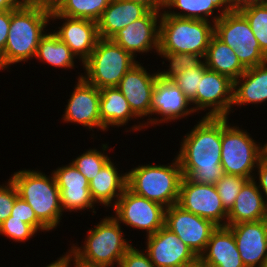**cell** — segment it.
Here are the masks:
<instances>
[{"mask_svg": "<svg viewBox=\"0 0 267 267\" xmlns=\"http://www.w3.org/2000/svg\"><path fill=\"white\" fill-rule=\"evenodd\" d=\"M181 136L176 157L183 177L198 184H213L224 175L221 166L222 117H201Z\"/></svg>", "mask_w": 267, "mask_h": 267, "instance_id": "cell-1", "label": "cell"}, {"mask_svg": "<svg viewBox=\"0 0 267 267\" xmlns=\"http://www.w3.org/2000/svg\"><path fill=\"white\" fill-rule=\"evenodd\" d=\"M51 7L43 2H23L11 10V23L4 52L0 57V72L11 65L34 59L41 38L52 25ZM47 28V29H46Z\"/></svg>", "mask_w": 267, "mask_h": 267, "instance_id": "cell-2", "label": "cell"}, {"mask_svg": "<svg viewBox=\"0 0 267 267\" xmlns=\"http://www.w3.org/2000/svg\"><path fill=\"white\" fill-rule=\"evenodd\" d=\"M88 228L82 244L70 243L69 250L75 261L87 266L118 267L125 252L133 245L128 240L120 223L111 215H106ZM123 229V230H122Z\"/></svg>", "mask_w": 267, "mask_h": 267, "instance_id": "cell-3", "label": "cell"}, {"mask_svg": "<svg viewBox=\"0 0 267 267\" xmlns=\"http://www.w3.org/2000/svg\"><path fill=\"white\" fill-rule=\"evenodd\" d=\"M14 183L18 196L34 210L36 217L50 230L57 229L62 222L60 190L51 171L49 176L39 170L19 169L9 177Z\"/></svg>", "mask_w": 267, "mask_h": 267, "instance_id": "cell-4", "label": "cell"}, {"mask_svg": "<svg viewBox=\"0 0 267 267\" xmlns=\"http://www.w3.org/2000/svg\"><path fill=\"white\" fill-rule=\"evenodd\" d=\"M127 172V187L135 194L168 208L178 203L182 170L178 158L165 164H138Z\"/></svg>", "mask_w": 267, "mask_h": 267, "instance_id": "cell-5", "label": "cell"}, {"mask_svg": "<svg viewBox=\"0 0 267 267\" xmlns=\"http://www.w3.org/2000/svg\"><path fill=\"white\" fill-rule=\"evenodd\" d=\"M214 35V23L177 18L161 12L159 50L205 56Z\"/></svg>", "mask_w": 267, "mask_h": 267, "instance_id": "cell-6", "label": "cell"}, {"mask_svg": "<svg viewBox=\"0 0 267 267\" xmlns=\"http://www.w3.org/2000/svg\"><path fill=\"white\" fill-rule=\"evenodd\" d=\"M138 59L113 42L100 38L91 55L81 64L82 78L99 90L117 87L121 78L136 64Z\"/></svg>", "mask_w": 267, "mask_h": 267, "instance_id": "cell-7", "label": "cell"}, {"mask_svg": "<svg viewBox=\"0 0 267 267\" xmlns=\"http://www.w3.org/2000/svg\"><path fill=\"white\" fill-rule=\"evenodd\" d=\"M230 117H222L221 166L224 174L253 179L261 159V142L242 125L229 122ZM241 126V128L239 127Z\"/></svg>", "mask_w": 267, "mask_h": 267, "instance_id": "cell-8", "label": "cell"}, {"mask_svg": "<svg viewBox=\"0 0 267 267\" xmlns=\"http://www.w3.org/2000/svg\"><path fill=\"white\" fill-rule=\"evenodd\" d=\"M214 34L234 50L246 69L267 61L249 22L239 10H227L214 23Z\"/></svg>", "mask_w": 267, "mask_h": 267, "instance_id": "cell-9", "label": "cell"}, {"mask_svg": "<svg viewBox=\"0 0 267 267\" xmlns=\"http://www.w3.org/2000/svg\"><path fill=\"white\" fill-rule=\"evenodd\" d=\"M111 210L121 226L141 230L144 234L146 232L145 237L164 226L166 207L135 194L128 187Z\"/></svg>", "mask_w": 267, "mask_h": 267, "instance_id": "cell-10", "label": "cell"}, {"mask_svg": "<svg viewBox=\"0 0 267 267\" xmlns=\"http://www.w3.org/2000/svg\"><path fill=\"white\" fill-rule=\"evenodd\" d=\"M197 115L191 101L173 82L158 77L151 99L150 118L145 121L147 128L164 123L177 122Z\"/></svg>", "mask_w": 267, "mask_h": 267, "instance_id": "cell-11", "label": "cell"}, {"mask_svg": "<svg viewBox=\"0 0 267 267\" xmlns=\"http://www.w3.org/2000/svg\"><path fill=\"white\" fill-rule=\"evenodd\" d=\"M177 204L186 211L212 221L218 227L227 226L228 212L213 184H198L182 177Z\"/></svg>", "mask_w": 267, "mask_h": 267, "instance_id": "cell-12", "label": "cell"}, {"mask_svg": "<svg viewBox=\"0 0 267 267\" xmlns=\"http://www.w3.org/2000/svg\"><path fill=\"white\" fill-rule=\"evenodd\" d=\"M73 92L70 93L65 105L64 114L61 120L65 123L81 125L89 132L94 129L103 131V124L100 120L99 104L100 90L89 84L82 78V73L78 72Z\"/></svg>", "mask_w": 267, "mask_h": 267, "instance_id": "cell-13", "label": "cell"}, {"mask_svg": "<svg viewBox=\"0 0 267 267\" xmlns=\"http://www.w3.org/2000/svg\"><path fill=\"white\" fill-rule=\"evenodd\" d=\"M164 226L189 246L198 258L218 227L212 221L186 211L178 204L166 208Z\"/></svg>", "mask_w": 267, "mask_h": 267, "instance_id": "cell-14", "label": "cell"}, {"mask_svg": "<svg viewBox=\"0 0 267 267\" xmlns=\"http://www.w3.org/2000/svg\"><path fill=\"white\" fill-rule=\"evenodd\" d=\"M234 81L225 75L206 69L196 92V113L201 117H229L233 104ZM208 110V112H207Z\"/></svg>", "mask_w": 267, "mask_h": 267, "instance_id": "cell-15", "label": "cell"}, {"mask_svg": "<svg viewBox=\"0 0 267 267\" xmlns=\"http://www.w3.org/2000/svg\"><path fill=\"white\" fill-rule=\"evenodd\" d=\"M161 12L148 11L143 17L116 32L111 38L134 58L147 53L158 54Z\"/></svg>", "mask_w": 267, "mask_h": 267, "instance_id": "cell-16", "label": "cell"}, {"mask_svg": "<svg viewBox=\"0 0 267 267\" xmlns=\"http://www.w3.org/2000/svg\"><path fill=\"white\" fill-rule=\"evenodd\" d=\"M60 190L61 207L64 212H92L99 208L92 199L89 181L73 165L68 163L52 170ZM91 209V210H90Z\"/></svg>", "mask_w": 267, "mask_h": 267, "instance_id": "cell-17", "label": "cell"}, {"mask_svg": "<svg viewBox=\"0 0 267 267\" xmlns=\"http://www.w3.org/2000/svg\"><path fill=\"white\" fill-rule=\"evenodd\" d=\"M59 20L63 21L61 26L51 30L83 63L91 55L100 39L97 22L59 15L51 7L50 21L55 24Z\"/></svg>", "mask_w": 267, "mask_h": 267, "instance_id": "cell-18", "label": "cell"}, {"mask_svg": "<svg viewBox=\"0 0 267 267\" xmlns=\"http://www.w3.org/2000/svg\"><path fill=\"white\" fill-rule=\"evenodd\" d=\"M140 62L139 59V62L121 78L117 88L127 99L131 110L140 118V121L145 122L144 118L146 121L150 118L152 94L159 76L158 71L148 72L149 68L144 67Z\"/></svg>", "mask_w": 267, "mask_h": 267, "instance_id": "cell-19", "label": "cell"}, {"mask_svg": "<svg viewBox=\"0 0 267 267\" xmlns=\"http://www.w3.org/2000/svg\"><path fill=\"white\" fill-rule=\"evenodd\" d=\"M144 239L146 247L143 249L155 267H181L198 258L189 246L165 226Z\"/></svg>", "mask_w": 267, "mask_h": 267, "instance_id": "cell-20", "label": "cell"}, {"mask_svg": "<svg viewBox=\"0 0 267 267\" xmlns=\"http://www.w3.org/2000/svg\"><path fill=\"white\" fill-rule=\"evenodd\" d=\"M235 238L245 267H262L267 261V219L226 226Z\"/></svg>", "mask_w": 267, "mask_h": 267, "instance_id": "cell-21", "label": "cell"}, {"mask_svg": "<svg viewBox=\"0 0 267 267\" xmlns=\"http://www.w3.org/2000/svg\"><path fill=\"white\" fill-rule=\"evenodd\" d=\"M99 114L103 132L109 131L110 128L119 129L122 126L123 128L127 126L124 132H130V134L146 129L145 122L138 121L140 118L131 110L127 99L117 87L100 89ZM131 121L137 124L133 123L130 128L127 124Z\"/></svg>", "mask_w": 267, "mask_h": 267, "instance_id": "cell-22", "label": "cell"}, {"mask_svg": "<svg viewBox=\"0 0 267 267\" xmlns=\"http://www.w3.org/2000/svg\"><path fill=\"white\" fill-rule=\"evenodd\" d=\"M117 167L116 161L111 158L89 182V190L97 206L113 208L127 187V172Z\"/></svg>", "mask_w": 267, "mask_h": 267, "instance_id": "cell-23", "label": "cell"}, {"mask_svg": "<svg viewBox=\"0 0 267 267\" xmlns=\"http://www.w3.org/2000/svg\"><path fill=\"white\" fill-rule=\"evenodd\" d=\"M267 102V61L246 71L234 81L233 104L234 107L248 105L259 106Z\"/></svg>", "mask_w": 267, "mask_h": 267, "instance_id": "cell-24", "label": "cell"}, {"mask_svg": "<svg viewBox=\"0 0 267 267\" xmlns=\"http://www.w3.org/2000/svg\"><path fill=\"white\" fill-rule=\"evenodd\" d=\"M199 258L207 267H245L233 233L226 226L217 227L211 234Z\"/></svg>", "mask_w": 267, "mask_h": 267, "instance_id": "cell-25", "label": "cell"}, {"mask_svg": "<svg viewBox=\"0 0 267 267\" xmlns=\"http://www.w3.org/2000/svg\"><path fill=\"white\" fill-rule=\"evenodd\" d=\"M149 10L128 0H111L97 22L99 37L111 39L116 32L143 17Z\"/></svg>", "mask_w": 267, "mask_h": 267, "instance_id": "cell-26", "label": "cell"}, {"mask_svg": "<svg viewBox=\"0 0 267 267\" xmlns=\"http://www.w3.org/2000/svg\"><path fill=\"white\" fill-rule=\"evenodd\" d=\"M267 219V205L254 179L247 180L227 214V226Z\"/></svg>", "mask_w": 267, "mask_h": 267, "instance_id": "cell-27", "label": "cell"}, {"mask_svg": "<svg viewBox=\"0 0 267 267\" xmlns=\"http://www.w3.org/2000/svg\"><path fill=\"white\" fill-rule=\"evenodd\" d=\"M163 11L177 18L215 23L227 10L223 0H166Z\"/></svg>", "mask_w": 267, "mask_h": 267, "instance_id": "cell-28", "label": "cell"}, {"mask_svg": "<svg viewBox=\"0 0 267 267\" xmlns=\"http://www.w3.org/2000/svg\"><path fill=\"white\" fill-rule=\"evenodd\" d=\"M204 63L207 69L225 75L232 81L238 79L246 71L234 50L215 34L210 40Z\"/></svg>", "mask_w": 267, "mask_h": 267, "instance_id": "cell-29", "label": "cell"}, {"mask_svg": "<svg viewBox=\"0 0 267 267\" xmlns=\"http://www.w3.org/2000/svg\"><path fill=\"white\" fill-rule=\"evenodd\" d=\"M34 59L50 65L54 69L59 68L66 71L78 68L75 66L76 63H81L80 60H76L78 58L70 48L51 30L41 38Z\"/></svg>", "mask_w": 267, "mask_h": 267, "instance_id": "cell-30", "label": "cell"}, {"mask_svg": "<svg viewBox=\"0 0 267 267\" xmlns=\"http://www.w3.org/2000/svg\"><path fill=\"white\" fill-rule=\"evenodd\" d=\"M111 0H58L52 8L71 18L98 22Z\"/></svg>", "mask_w": 267, "mask_h": 267, "instance_id": "cell-31", "label": "cell"}, {"mask_svg": "<svg viewBox=\"0 0 267 267\" xmlns=\"http://www.w3.org/2000/svg\"><path fill=\"white\" fill-rule=\"evenodd\" d=\"M162 57L166 62L162 61V65H166L164 69H158V76L162 79L172 81L174 78L180 75L181 72L190 70L191 68L199 67L204 62V57L201 55H195L191 53H178L170 51H158L157 54ZM168 67V68H167Z\"/></svg>", "mask_w": 267, "mask_h": 267, "instance_id": "cell-32", "label": "cell"}, {"mask_svg": "<svg viewBox=\"0 0 267 267\" xmlns=\"http://www.w3.org/2000/svg\"><path fill=\"white\" fill-rule=\"evenodd\" d=\"M99 149L89 148L86 149L79 156L72 159V165L90 182L95 178V175L103 168V166L111 159L108 152L112 147H109V142L101 143ZM109 150V151H108Z\"/></svg>", "mask_w": 267, "mask_h": 267, "instance_id": "cell-33", "label": "cell"}, {"mask_svg": "<svg viewBox=\"0 0 267 267\" xmlns=\"http://www.w3.org/2000/svg\"><path fill=\"white\" fill-rule=\"evenodd\" d=\"M239 11L249 22L261 50L267 55V4L251 5Z\"/></svg>", "mask_w": 267, "mask_h": 267, "instance_id": "cell-34", "label": "cell"}, {"mask_svg": "<svg viewBox=\"0 0 267 267\" xmlns=\"http://www.w3.org/2000/svg\"><path fill=\"white\" fill-rule=\"evenodd\" d=\"M248 179L237 176L224 174L215 184L217 193L221 199L224 209L229 212L240 193L243 184Z\"/></svg>", "mask_w": 267, "mask_h": 267, "instance_id": "cell-35", "label": "cell"}, {"mask_svg": "<svg viewBox=\"0 0 267 267\" xmlns=\"http://www.w3.org/2000/svg\"><path fill=\"white\" fill-rule=\"evenodd\" d=\"M207 69L203 62L199 67L191 68L180 73L172 81L182 90L185 96L191 101L192 107L196 112V92L199 87L203 72Z\"/></svg>", "mask_w": 267, "mask_h": 267, "instance_id": "cell-36", "label": "cell"}, {"mask_svg": "<svg viewBox=\"0 0 267 267\" xmlns=\"http://www.w3.org/2000/svg\"><path fill=\"white\" fill-rule=\"evenodd\" d=\"M37 234L39 235L31 225L18 219H11V216L0 225V235L9 238L10 241L13 240V243L25 244V241L34 238Z\"/></svg>", "mask_w": 267, "mask_h": 267, "instance_id": "cell-37", "label": "cell"}, {"mask_svg": "<svg viewBox=\"0 0 267 267\" xmlns=\"http://www.w3.org/2000/svg\"><path fill=\"white\" fill-rule=\"evenodd\" d=\"M10 216L11 219H18L31 225L38 233H50V230L36 217L31 206L19 196L15 200Z\"/></svg>", "mask_w": 267, "mask_h": 267, "instance_id": "cell-38", "label": "cell"}, {"mask_svg": "<svg viewBox=\"0 0 267 267\" xmlns=\"http://www.w3.org/2000/svg\"><path fill=\"white\" fill-rule=\"evenodd\" d=\"M5 183L0 184V225L12 213L13 205L18 196L17 189L9 178Z\"/></svg>", "mask_w": 267, "mask_h": 267, "instance_id": "cell-39", "label": "cell"}, {"mask_svg": "<svg viewBox=\"0 0 267 267\" xmlns=\"http://www.w3.org/2000/svg\"><path fill=\"white\" fill-rule=\"evenodd\" d=\"M133 244L122 257L118 267H155L147 252L141 247L136 248Z\"/></svg>", "mask_w": 267, "mask_h": 267, "instance_id": "cell-40", "label": "cell"}, {"mask_svg": "<svg viewBox=\"0 0 267 267\" xmlns=\"http://www.w3.org/2000/svg\"><path fill=\"white\" fill-rule=\"evenodd\" d=\"M253 179L254 181H256L257 187L259 188L263 196V199L265 201V204L267 205V161L266 160L262 158L259 160Z\"/></svg>", "mask_w": 267, "mask_h": 267, "instance_id": "cell-41", "label": "cell"}, {"mask_svg": "<svg viewBox=\"0 0 267 267\" xmlns=\"http://www.w3.org/2000/svg\"><path fill=\"white\" fill-rule=\"evenodd\" d=\"M11 23V10L0 12V57L2 56L8 38Z\"/></svg>", "mask_w": 267, "mask_h": 267, "instance_id": "cell-42", "label": "cell"}, {"mask_svg": "<svg viewBox=\"0 0 267 267\" xmlns=\"http://www.w3.org/2000/svg\"><path fill=\"white\" fill-rule=\"evenodd\" d=\"M63 253L64 255L62 254L55 261L53 260V262L49 263L44 267H74L75 258L72 252L68 249L66 252Z\"/></svg>", "mask_w": 267, "mask_h": 267, "instance_id": "cell-43", "label": "cell"}, {"mask_svg": "<svg viewBox=\"0 0 267 267\" xmlns=\"http://www.w3.org/2000/svg\"><path fill=\"white\" fill-rule=\"evenodd\" d=\"M145 6L149 11L162 12L165 8L166 0H128Z\"/></svg>", "mask_w": 267, "mask_h": 267, "instance_id": "cell-44", "label": "cell"}, {"mask_svg": "<svg viewBox=\"0 0 267 267\" xmlns=\"http://www.w3.org/2000/svg\"><path fill=\"white\" fill-rule=\"evenodd\" d=\"M226 10H240L247 7V0H223Z\"/></svg>", "mask_w": 267, "mask_h": 267, "instance_id": "cell-45", "label": "cell"}, {"mask_svg": "<svg viewBox=\"0 0 267 267\" xmlns=\"http://www.w3.org/2000/svg\"><path fill=\"white\" fill-rule=\"evenodd\" d=\"M23 3L22 0H0V12L14 10Z\"/></svg>", "mask_w": 267, "mask_h": 267, "instance_id": "cell-46", "label": "cell"}, {"mask_svg": "<svg viewBox=\"0 0 267 267\" xmlns=\"http://www.w3.org/2000/svg\"><path fill=\"white\" fill-rule=\"evenodd\" d=\"M181 267H207V266L204 264V262L200 258H197L192 263L183 265Z\"/></svg>", "mask_w": 267, "mask_h": 267, "instance_id": "cell-47", "label": "cell"}, {"mask_svg": "<svg viewBox=\"0 0 267 267\" xmlns=\"http://www.w3.org/2000/svg\"><path fill=\"white\" fill-rule=\"evenodd\" d=\"M267 0H247V7L251 5H266Z\"/></svg>", "mask_w": 267, "mask_h": 267, "instance_id": "cell-48", "label": "cell"}, {"mask_svg": "<svg viewBox=\"0 0 267 267\" xmlns=\"http://www.w3.org/2000/svg\"><path fill=\"white\" fill-rule=\"evenodd\" d=\"M266 141L265 143H261V158L267 161V142Z\"/></svg>", "mask_w": 267, "mask_h": 267, "instance_id": "cell-49", "label": "cell"}, {"mask_svg": "<svg viewBox=\"0 0 267 267\" xmlns=\"http://www.w3.org/2000/svg\"><path fill=\"white\" fill-rule=\"evenodd\" d=\"M74 267H98V266H87V265H84V264H80L78 262H74Z\"/></svg>", "mask_w": 267, "mask_h": 267, "instance_id": "cell-50", "label": "cell"}, {"mask_svg": "<svg viewBox=\"0 0 267 267\" xmlns=\"http://www.w3.org/2000/svg\"><path fill=\"white\" fill-rule=\"evenodd\" d=\"M58 0H47L46 4L52 7Z\"/></svg>", "mask_w": 267, "mask_h": 267, "instance_id": "cell-51", "label": "cell"}, {"mask_svg": "<svg viewBox=\"0 0 267 267\" xmlns=\"http://www.w3.org/2000/svg\"><path fill=\"white\" fill-rule=\"evenodd\" d=\"M23 2H43L46 3L47 0H22Z\"/></svg>", "mask_w": 267, "mask_h": 267, "instance_id": "cell-52", "label": "cell"}, {"mask_svg": "<svg viewBox=\"0 0 267 267\" xmlns=\"http://www.w3.org/2000/svg\"><path fill=\"white\" fill-rule=\"evenodd\" d=\"M262 267H267V261H266V263Z\"/></svg>", "mask_w": 267, "mask_h": 267, "instance_id": "cell-53", "label": "cell"}]
</instances>
